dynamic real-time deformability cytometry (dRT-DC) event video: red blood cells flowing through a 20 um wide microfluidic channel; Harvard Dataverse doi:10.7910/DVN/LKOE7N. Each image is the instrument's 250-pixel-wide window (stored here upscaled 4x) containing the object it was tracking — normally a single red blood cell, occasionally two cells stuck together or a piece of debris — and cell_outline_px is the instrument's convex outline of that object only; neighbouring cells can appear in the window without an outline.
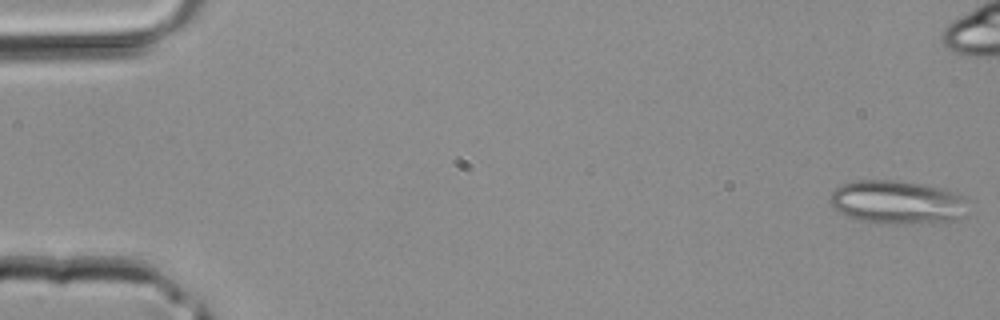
{"species": "common noctule bat (a hibernating species)", "species_latin": "Nyctalus noctula", "temperature_condition": "room temperature", "stored_images_in_passage": 42, "camera_frame_rate_fps": 3000, "um_per_image_px": 0.085, "animal": {"sex": "male", "body_mass_g": 20.4}, "frame": {"image": 1, "passage_image": 1, "time_ms": 0.0, "image_size_px": [1000, 320], "cell_outline_px": [[964, 216], [948, 224], [884, 224], [864, 220], [848, 216], [832, 208], [832, 192], [840, 184], [856, 180], [896, 180], [924, 184], [944, 188], [956, 192], [964, 196]], "centroid_in_image_um": [76.32, 17.2], "position_along_channel_um": 8.7, "area_um2": 35.49}}
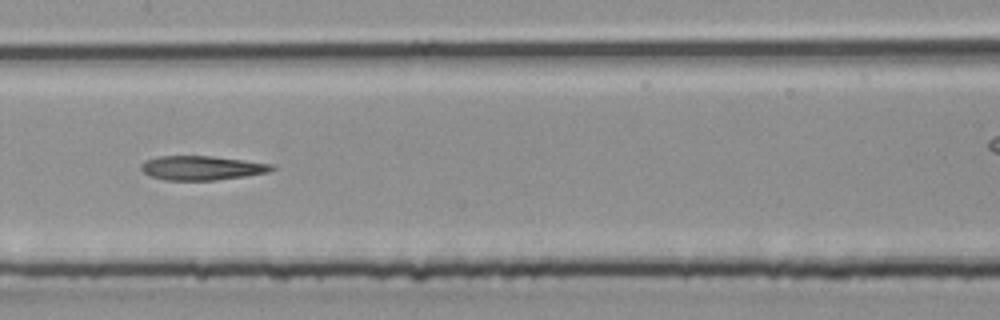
{"frame": {"image": 2, "passage_image": 21, "time_ms": 6.667, "image_size_px": [1000, 320], "cell_outline_px": [[276, 168], [268, 172], [248, 176], [216, 180], [164, 180], [148, 176], [140, 168], [140, 164], [148, 160], [160, 156], [212, 156], [244, 160], [272, 164]], "centroid_in_image_um": [17.16, 14.28], "position_along_channel_um": 190.2, "area_um2": 18.5}}
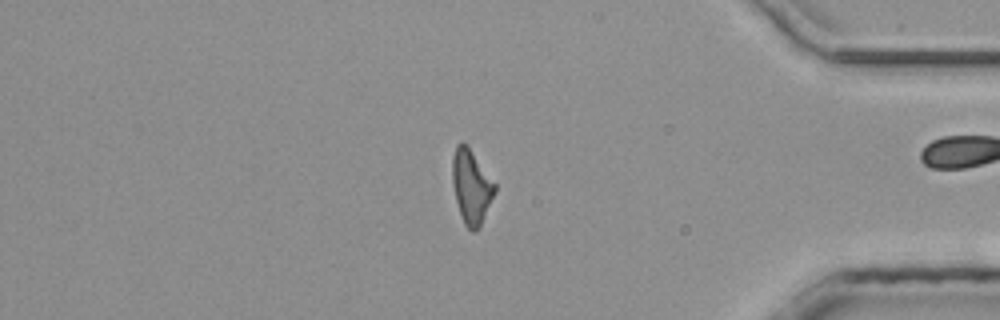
{"frame": {"image": 3, "passage_image": 35, "time_ms": 11.333, "image_size_px": [1000, 320], "cell_outline_px": [[496, 192], [480, 228], [476, 232], [472, 232], [464, 224], [456, 200], [452, 184], [452, 156], [456, 144], [460, 140], [468, 144], [496, 184]], "centroid_in_image_um": [40.07, 15.84], "position_along_channel_um": 395.1, "area_um2": 18.79}}